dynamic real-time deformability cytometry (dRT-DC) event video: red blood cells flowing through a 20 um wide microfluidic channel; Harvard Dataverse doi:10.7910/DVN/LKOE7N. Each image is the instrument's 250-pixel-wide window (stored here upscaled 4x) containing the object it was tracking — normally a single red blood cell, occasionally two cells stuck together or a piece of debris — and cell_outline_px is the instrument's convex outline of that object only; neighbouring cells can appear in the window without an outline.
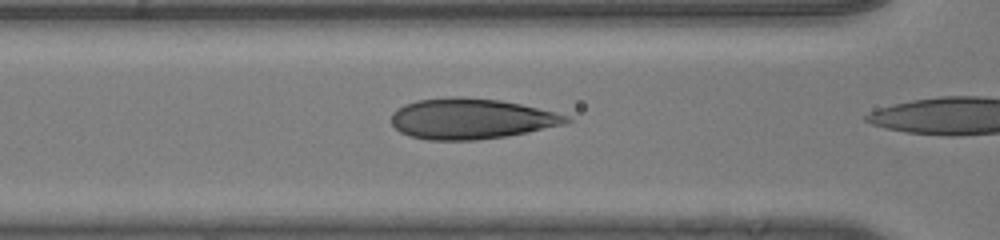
{"species": "human", "species_latin": "Homo sapiens", "temperature_condition": "room temperature", "stored_images_in_passage": 9, "camera_frame_rate_fps": 3000, "um_per_image_px": 0.085, "donor": {"sex": "male"}, "frame": {"image": 1, "passage_image": 8, "time_ms": 2.333, "image_size_px": [1000, 240], "cell_outline_px": [[572, 120], [568, 124], [508, 136], [476, 140], [428, 140], [412, 136], [400, 132], [392, 124], [392, 112], [396, 108], [404, 104], [416, 100], [452, 96], [460, 96], [500, 100], [520, 104], [556, 112], [568, 116]], "centroid_in_image_um": [40.06, 10.09], "position_along_channel_um": 126.5, "area_um2": 41.67}}